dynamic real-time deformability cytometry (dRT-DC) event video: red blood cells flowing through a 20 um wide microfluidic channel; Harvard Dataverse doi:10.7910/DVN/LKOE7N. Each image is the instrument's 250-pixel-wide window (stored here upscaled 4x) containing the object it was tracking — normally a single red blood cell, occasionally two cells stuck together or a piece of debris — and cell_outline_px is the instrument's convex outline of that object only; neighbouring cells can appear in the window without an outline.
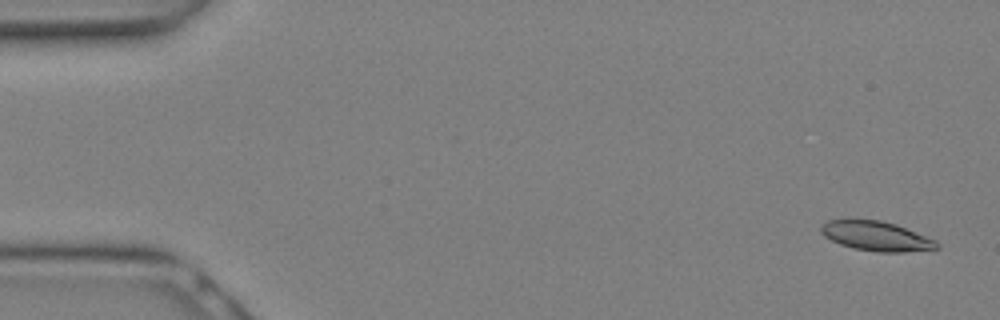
{"species": "Egyptian fruit bat (a non-hibernating species)", "species_latin": "Rousettus aegyptiacus", "temperature_condition": "warm", "stored_images_in_passage": 10, "camera_frame_rate_fps": 3000, "um_per_image_px": 0.085, "animal": {"sex": "female"}, "frame": {"image": 1, "passage_image": 1, "time_ms": 0.0, "image_size_px": [1000, 320], "cell_outline_px": [[940, 248], [904, 252], [876, 252], [852, 248], [840, 244], [824, 236], [820, 232], [820, 228], [828, 220], [880, 220], [896, 224], [936, 240], [940, 244]], "centroid_in_image_um": [74.51, 20.08], "position_along_channel_um": 10.5, "area_um2": 19.88}}